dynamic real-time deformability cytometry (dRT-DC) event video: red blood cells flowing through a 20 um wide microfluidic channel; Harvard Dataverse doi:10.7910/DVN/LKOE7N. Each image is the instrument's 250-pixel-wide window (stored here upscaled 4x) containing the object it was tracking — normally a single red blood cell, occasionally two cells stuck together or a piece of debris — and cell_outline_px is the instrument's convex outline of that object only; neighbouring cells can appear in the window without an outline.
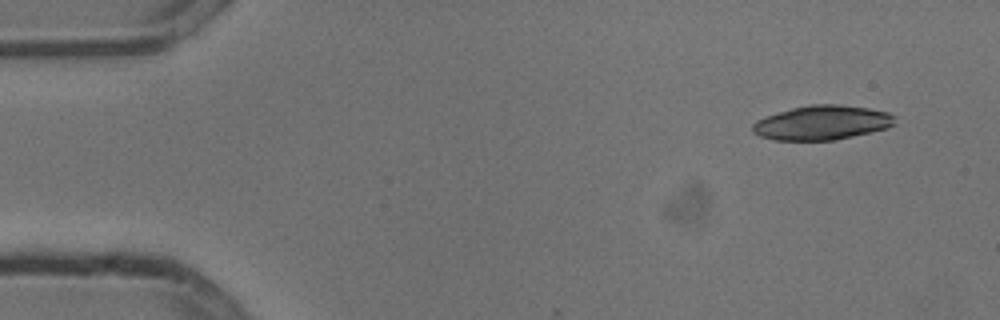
{"species": "common noctule bat (a hibernating species)", "species_latin": "Nyctalus noctula", "temperature_condition": "cold", "stored_images_in_passage": 4, "camera_frame_rate_fps": 3000, "um_per_image_px": 0.085, "animal": {"sex": "male", "body_mass_g": 13.3}, "frame": {"image": 1, "passage_image": 1, "time_ms": 0.0, "image_size_px": [1000, 320], "cell_outline_px": [[896, 124], [888, 128], [836, 140], [772, 140], [760, 136], [752, 132], [752, 124], [756, 120], [792, 108], [812, 104], [840, 104], [868, 108], [888, 112], [896, 116]], "centroid_in_image_um": [69.91, 10.43], "position_along_channel_um": 15.1, "area_um2": 28.61}}
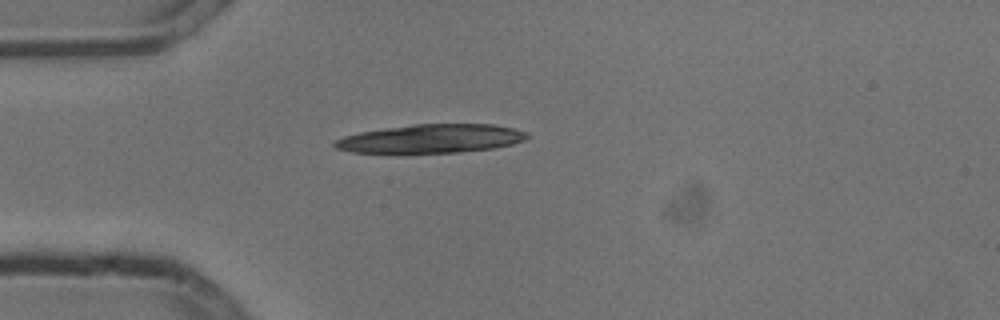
{"frame": {"image": 2, "passage_image": 4, "time_ms": 1.0, "image_size_px": [1000, 320], "cell_outline_px": [[528, 136], [524, 140], [512, 144], [492, 148], [456, 152], [352, 152], [336, 148], [332, 144], [336, 140], [344, 136], [360, 132], [384, 128], [412, 124], [492, 124], [512, 128], [528, 132]], "centroid_in_image_um": [36.65, 11.77], "position_along_channel_um": 48.3, "area_um2": 31.67}}